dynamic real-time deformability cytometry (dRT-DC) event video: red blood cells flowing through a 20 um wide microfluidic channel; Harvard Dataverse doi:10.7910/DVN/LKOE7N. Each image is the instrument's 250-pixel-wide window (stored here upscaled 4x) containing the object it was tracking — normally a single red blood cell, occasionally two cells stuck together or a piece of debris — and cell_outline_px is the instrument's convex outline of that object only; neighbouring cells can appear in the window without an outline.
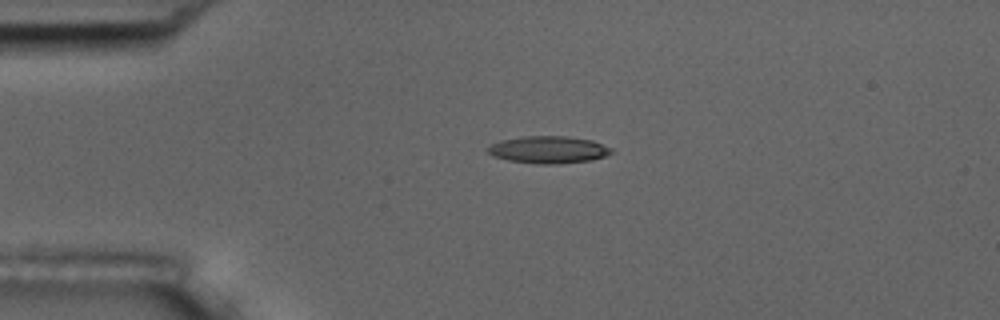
{"species": "common noctule bat (a hibernating species)", "species_latin": "Nyctalus noctula", "temperature_condition": "room temperature", "stored_images_in_passage": 4, "camera_frame_rate_fps": 3000, "um_per_image_px": 0.085, "animal": {"sex": "male", "body_mass_g": 17.5, "forearm_length_mm": 52.3}, "frame": {"image": 1, "passage_image": 3, "time_ms": 3.333, "image_size_px": [1000, 320], "cell_outline_px": [[612, 152], [604, 156], [592, 160], [560, 164], [540, 164], [508, 160], [492, 156], [484, 148], [500, 140], [524, 136], [564, 136], [592, 140], [612, 148]], "centroid_in_image_um": [46.59, 12.72], "position_along_channel_um": 38.4, "area_um2": 19.65}}